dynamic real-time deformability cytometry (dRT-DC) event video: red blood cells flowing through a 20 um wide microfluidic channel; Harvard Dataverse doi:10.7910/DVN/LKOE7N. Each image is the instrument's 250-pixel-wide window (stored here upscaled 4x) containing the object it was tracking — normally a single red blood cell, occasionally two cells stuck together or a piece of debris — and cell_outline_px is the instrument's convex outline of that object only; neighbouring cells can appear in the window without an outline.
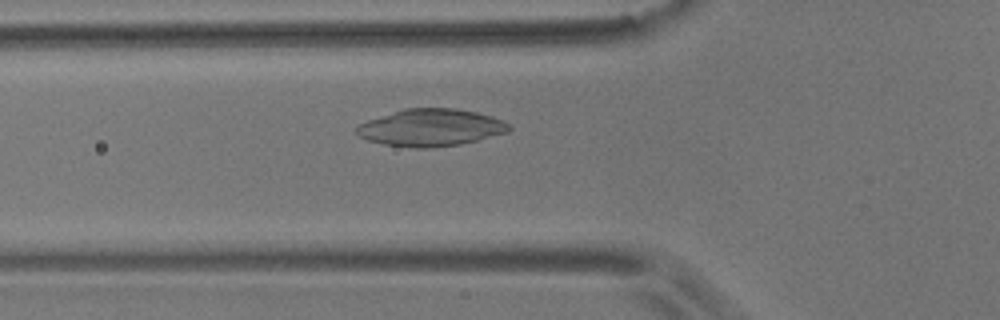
{"species": "common noctule bat (a hibernating species)", "species_latin": "Nyctalus noctula", "temperature_condition": "room temperature", "stored_images_in_passage": 54, "camera_frame_rate_fps": 3000, "um_per_image_px": 0.085, "animal": {"sex": "male", "body_mass_g": 17.9}, "frame": {"image": 1, "passage_image": 17, "time_ms": 5.333, "image_size_px": [1000, 320], "cell_outline_px": [[512, 128], [508, 132], [460, 144], [432, 148], [416, 148], [384, 144], [368, 140], [360, 136], [356, 132], [356, 128], [360, 124], [368, 120], [404, 108], [456, 108], [476, 112], [492, 116], [504, 120]], "centroid_in_image_um": [36.64, 10.84], "position_along_channel_um": 89.2, "area_um2": 32.89}}
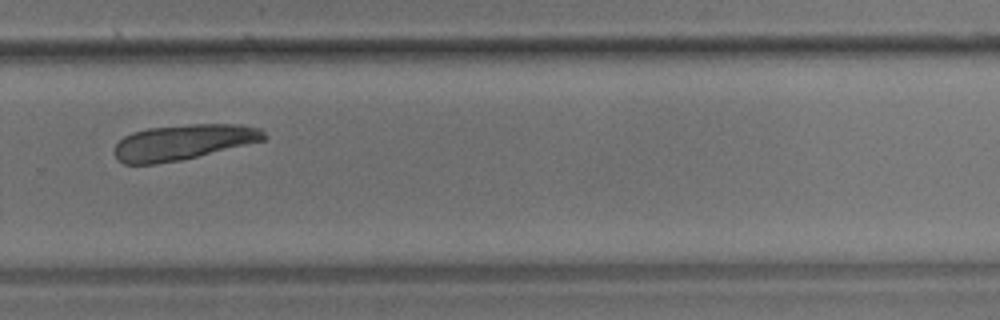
{"frame": {"image": 2, "passage_image": 36, "time_ms": 11.667, "image_size_px": [1000, 320], "cell_outline_px": [[268, 136], [264, 140], [180, 160], [156, 164], [124, 164], [116, 160], [116, 144], [124, 136], [132, 132], [148, 128], [192, 124], [240, 124], [260, 128]], "centroid_in_image_um": [15.57, 12.08], "position_along_channel_um": 314.2, "area_um2": 30.63}}
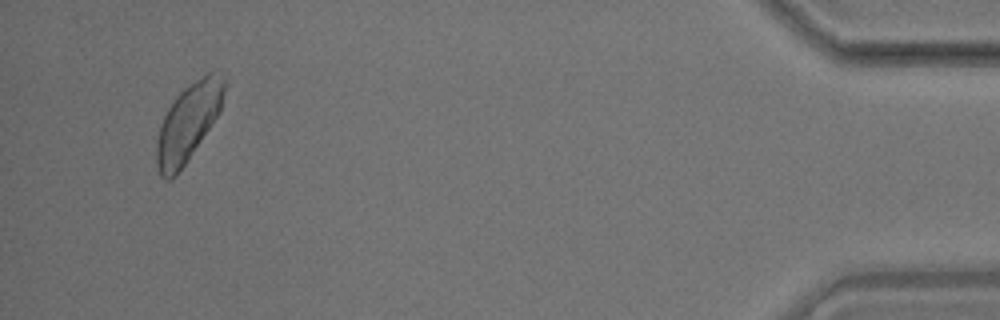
{"frame": {"image": 3, "passage_image": 51, "time_ms": 16.667, "image_size_px": [1000, 320], "cell_outline_px": [[228, 84], [220, 112], [184, 164], [172, 180], [164, 180], [160, 176], [156, 164], [156, 144], [160, 124], [168, 108], [176, 96], [184, 88], [212, 68], [220, 68]], "centroid_in_image_um": [16.04, 10.31], "position_along_channel_um": 419.2, "area_um2": 31.04}}